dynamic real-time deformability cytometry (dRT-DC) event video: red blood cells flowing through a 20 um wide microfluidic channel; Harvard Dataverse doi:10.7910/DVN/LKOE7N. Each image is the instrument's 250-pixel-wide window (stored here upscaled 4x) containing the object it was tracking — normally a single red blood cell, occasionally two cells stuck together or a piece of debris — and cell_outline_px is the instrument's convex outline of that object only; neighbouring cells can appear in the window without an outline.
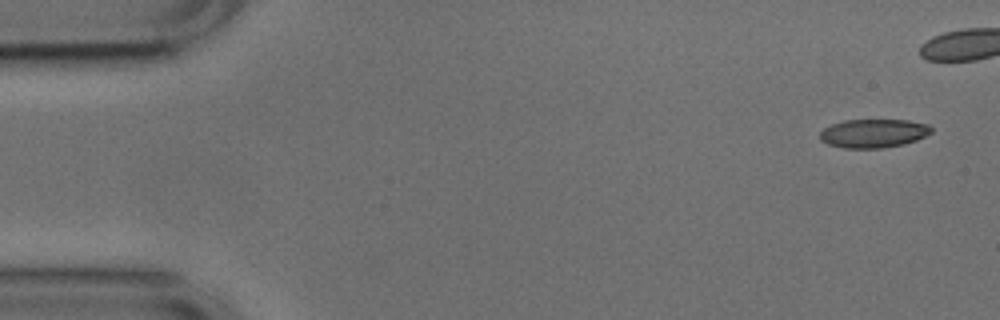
{"species": "common noctule bat (a hibernating species)", "species_latin": "Nyctalus noctula", "temperature_condition": "cold", "stored_images_in_passage": 41, "camera_frame_rate_fps": 3000, "um_per_image_px": 0.085, "animal": {"sex": "male", "body_mass_g": 17.9, "forearm_length_mm": 54.2}, "frame": {"image": 1, "passage_image": 1, "time_ms": 0.0, "image_size_px": [1000, 320], "cell_outline_px": [[932, 132], [916, 140], [900, 144], [880, 148], [844, 148], [828, 144], [820, 140], [820, 132], [824, 128], [832, 124], [844, 120], [908, 120], [928, 124], [932, 128]], "centroid_in_image_um": [74.23, 11.32], "position_along_channel_um": 10.8, "area_um2": 18.44}}
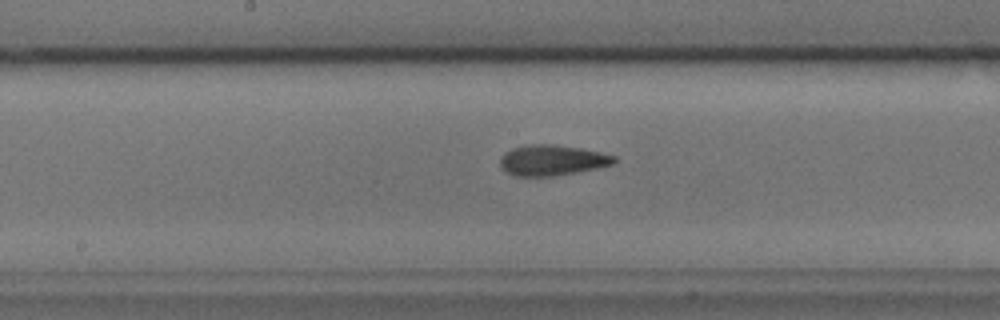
{"frame": {"image": 2, "passage_image": 25, "time_ms": 8.0, "image_size_px": [1000, 320], "cell_outline_px": [[616, 160], [612, 164], [596, 168], [576, 172], [552, 176], [516, 176], [508, 172], [500, 164], [500, 160], [504, 152], [512, 148], [528, 144], [552, 144], [580, 148], [600, 152], [616, 156]], "centroid_in_image_um": [46.92, 13.61], "position_along_channel_um": 201.3, "area_um2": 20.11}}
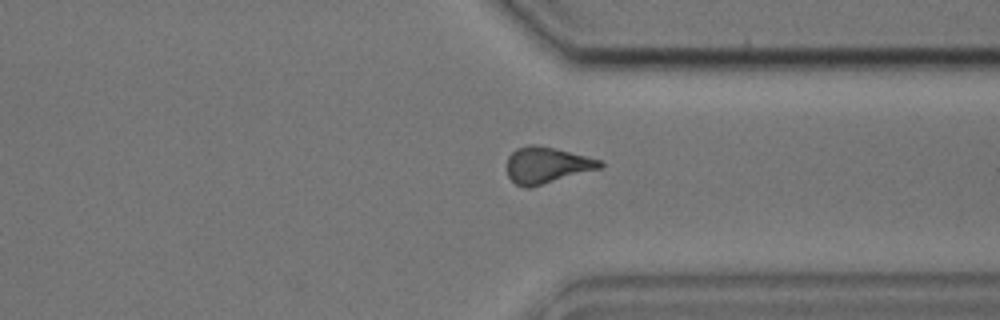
{"frame": {"image": 3, "passage_image": 38, "time_ms": 12.333, "image_size_px": [1000, 320], "cell_outline_px": [[604, 164], [600, 168], [532, 188], [528, 188], [516, 184], [508, 176], [508, 156], [516, 148], [528, 144], [532, 144], [552, 148], [600, 160]], "centroid_in_image_um": [46.44, 14.05], "position_along_channel_um": 365.0, "area_um2": 19.42}}